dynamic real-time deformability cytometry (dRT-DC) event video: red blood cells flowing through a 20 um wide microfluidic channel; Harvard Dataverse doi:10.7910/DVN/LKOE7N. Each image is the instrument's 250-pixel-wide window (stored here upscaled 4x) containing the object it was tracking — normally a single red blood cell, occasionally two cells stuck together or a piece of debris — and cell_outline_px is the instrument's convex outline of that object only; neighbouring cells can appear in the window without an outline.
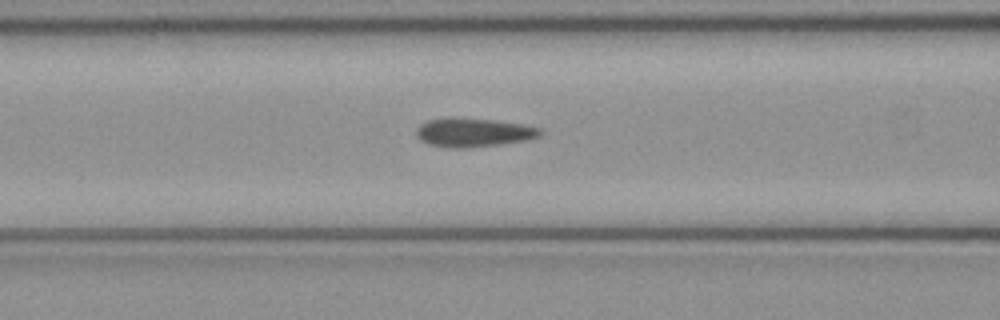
{"species": "common noctule bat (a hibernating species)", "species_latin": "Nyctalus noctula", "temperature_condition": "cold", "stored_images_in_passage": 36, "camera_frame_rate_fps": 3000, "um_per_image_px": 0.085, "animal": {"sex": "female", "body_mass_g": 21.9}, "frame": {"image": 1, "passage_image": 6, "time_ms": 1.667, "image_size_px": [1000, 320], "cell_outline_px": [[544, 132], [540, 136], [528, 140], [500, 144], [464, 148], [448, 148], [428, 144], [420, 140], [416, 136], [416, 132], [420, 124], [428, 120], [444, 116], [448, 116], [496, 120], [524, 124], [540, 128]], "centroid_in_image_um": [40.24, 11.24], "position_along_channel_um": 126.4, "area_um2": 21.27}}
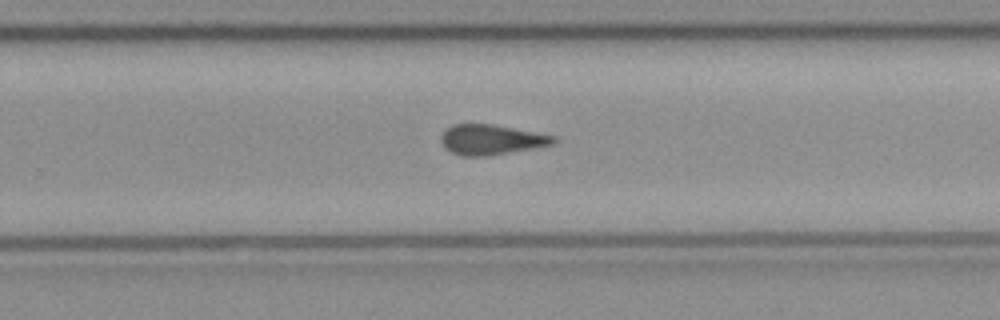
{"frame": {"image": 2, "passage_image": 18, "time_ms": 5.667, "image_size_px": [1000, 320], "cell_outline_px": [[556, 144], [488, 156], [460, 156], [444, 148], [440, 140], [440, 136], [452, 124], [492, 124], [556, 136]], "centroid_in_image_um": [41.75, 11.88], "position_along_channel_um": 288.1, "area_um2": 19.77}}
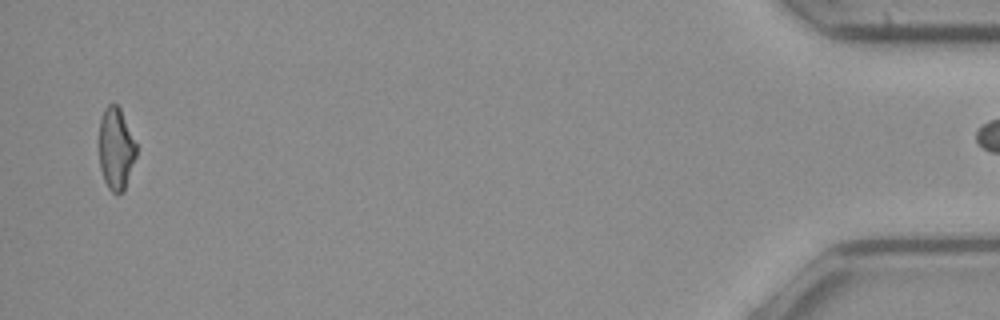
{"frame": {"image": 3, "passage_image": 35, "time_ms": 11.333, "image_size_px": [1000, 320], "cell_outline_px": [[136, 156], [124, 192], [112, 192], [108, 188], [104, 180], [100, 168], [100, 120], [104, 108], [108, 104], [116, 104], [120, 108], [136, 144]], "centroid_in_image_um": [9.86, 12.65], "position_along_channel_um": 425.3, "area_um2": 17.57}}